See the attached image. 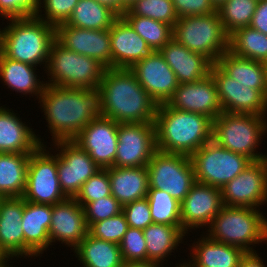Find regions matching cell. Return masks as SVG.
<instances>
[{
  "label": "cell",
  "mask_w": 267,
  "mask_h": 267,
  "mask_svg": "<svg viewBox=\"0 0 267 267\" xmlns=\"http://www.w3.org/2000/svg\"><path fill=\"white\" fill-rule=\"evenodd\" d=\"M112 195L110 179L106 169H100L91 176L81 187L75 200L84 207L87 203Z\"/></svg>",
  "instance_id": "obj_41"
},
{
  "label": "cell",
  "mask_w": 267,
  "mask_h": 267,
  "mask_svg": "<svg viewBox=\"0 0 267 267\" xmlns=\"http://www.w3.org/2000/svg\"><path fill=\"white\" fill-rule=\"evenodd\" d=\"M119 16L95 0H79L66 24L89 30L109 29Z\"/></svg>",
  "instance_id": "obj_34"
},
{
  "label": "cell",
  "mask_w": 267,
  "mask_h": 267,
  "mask_svg": "<svg viewBox=\"0 0 267 267\" xmlns=\"http://www.w3.org/2000/svg\"><path fill=\"white\" fill-rule=\"evenodd\" d=\"M123 262L147 261L143 230L129 227L119 243Z\"/></svg>",
  "instance_id": "obj_43"
},
{
  "label": "cell",
  "mask_w": 267,
  "mask_h": 267,
  "mask_svg": "<svg viewBox=\"0 0 267 267\" xmlns=\"http://www.w3.org/2000/svg\"><path fill=\"white\" fill-rule=\"evenodd\" d=\"M229 34L219 13L178 18L173 38L190 51L206 56L212 63L229 50Z\"/></svg>",
  "instance_id": "obj_7"
},
{
  "label": "cell",
  "mask_w": 267,
  "mask_h": 267,
  "mask_svg": "<svg viewBox=\"0 0 267 267\" xmlns=\"http://www.w3.org/2000/svg\"><path fill=\"white\" fill-rule=\"evenodd\" d=\"M0 267H10L8 264H0Z\"/></svg>",
  "instance_id": "obj_56"
},
{
  "label": "cell",
  "mask_w": 267,
  "mask_h": 267,
  "mask_svg": "<svg viewBox=\"0 0 267 267\" xmlns=\"http://www.w3.org/2000/svg\"><path fill=\"white\" fill-rule=\"evenodd\" d=\"M0 30V52L7 58L33 66L48 63L55 27L36 16L9 19Z\"/></svg>",
  "instance_id": "obj_4"
},
{
  "label": "cell",
  "mask_w": 267,
  "mask_h": 267,
  "mask_svg": "<svg viewBox=\"0 0 267 267\" xmlns=\"http://www.w3.org/2000/svg\"><path fill=\"white\" fill-rule=\"evenodd\" d=\"M229 51L243 58L267 63V35L250 26L239 28L229 36Z\"/></svg>",
  "instance_id": "obj_35"
},
{
  "label": "cell",
  "mask_w": 267,
  "mask_h": 267,
  "mask_svg": "<svg viewBox=\"0 0 267 267\" xmlns=\"http://www.w3.org/2000/svg\"><path fill=\"white\" fill-rule=\"evenodd\" d=\"M23 211V197H7L0 202V253L7 261L24 257Z\"/></svg>",
  "instance_id": "obj_23"
},
{
  "label": "cell",
  "mask_w": 267,
  "mask_h": 267,
  "mask_svg": "<svg viewBox=\"0 0 267 267\" xmlns=\"http://www.w3.org/2000/svg\"><path fill=\"white\" fill-rule=\"evenodd\" d=\"M122 207L112 195L87 203L83 209L88 228L95 222L120 214Z\"/></svg>",
  "instance_id": "obj_44"
},
{
  "label": "cell",
  "mask_w": 267,
  "mask_h": 267,
  "mask_svg": "<svg viewBox=\"0 0 267 267\" xmlns=\"http://www.w3.org/2000/svg\"><path fill=\"white\" fill-rule=\"evenodd\" d=\"M73 251L83 267H124L119 244L94 238L89 233Z\"/></svg>",
  "instance_id": "obj_32"
},
{
  "label": "cell",
  "mask_w": 267,
  "mask_h": 267,
  "mask_svg": "<svg viewBox=\"0 0 267 267\" xmlns=\"http://www.w3.org/2000/svg\"><path fill=\"white\" fill-rule=\"evenodd\" d=\"M52 141L73 140L97 117H103L98 88L85 89L47 85L39 97Z\"/></svg>",
  "instance_id": "obj_1"
},
{
  "label": "cell",
  "mask_w": 267,
  "mask_h": 267,
  "mask_svg": "<svg viewBox=\"0 0 267 267\" xmlns=\"http://www.w3.org/2000/svg\"><path fill=\"white\" fill-rule=\"evenodd\" d=\"M112 68L130 69L152 50L130 24L119 16L109 28Z\"/></svg>",
  "instance_id": "obj_22"
},
{
  "label": "cell",
  "mask_w": 267,
  "mask_h": 267,
  "mask_svg": "<svg viewBox=\"0 0 267 267\" xmlns=\"http://www.w3.org/2000/svg\"><path fill=\"white\" fill-rule=\"evenodd\" d=\"M128 226L138 229H145L153 223L150 206L147 198L135 200L122 207Z\"/></svg>",
  "instance_id": "obj_45"
},
{
  "label": "cell",
  "mask_w": 267,
  "mask_h": 267,
  "mask_svg": "<svg viewBox=\"0 0 267 267\" xmlns=\"http://www.w3.org/2000/svg\"><path fill=\"white\" fill-rule=\"evenodd\" d=\"M196 182L222 188L240 174L252 161L217 145L213 140L191 156Z\"/></svg>",
  "instance_id": "obj_9"
},
{
  "label": "cell",
  "mask_w": 267,
  "mask_h": 267,
  "mask_svg": "<svg viewBox=\"0 0 267 267\" xmlns=\"http://www.w3.org/2000/svg\"><path fill=\"white\" fill-rule=\"evenodd\" d=\"M166 104L173 109L205 115L212 120L223 112L211 74L197 82L179 84Z\"/></svg>",
  "instance_id": "obj_19"
},
{
  "label": "cell",
  "mask_w": 267,
  "mask_h": 267,
  "mask_svg": "<svg viewBox=\"0 0 267 267\" xmlns=\"http://www.w3.org/2000/svg\"><path fill=\"white\" fill-rule=\"evenodd\" d=\"M99 4L104 5L114 11L118 16H122L128 9L122 0H95Z\"/></svg>",
  "instance_id": "obj_50"
},
{
  "label": "cell",
  "mask_w": 267,
  "mask_h": 267,
  "mask_svg": "<svg viewBox=\"0 0 267 267\" xmlns=\"http://www.w3.org/2000/svg\"><path fill=\"white\" fill-rule=\"evenodd\" d=\"M156 151L154 123H119L115 167L147 166Z\"/></svg>",
  "instance_id": "obj_14"
},
{
  "label": "cell",
  "mask_w": 267,
  "mask_h": 267,
  "mask_svg": "<svg viewBox=\"0 0 267 267\" xmlns=\"http://www.w3.org/2000/svg\"><path fill=\"white\" fill-rule=\"evenodd\" d=\"M176 267H188V266L185 264V262H183V264L180 263L179 266H178V264H177Z\"/></svg>",
  "instance_id": "obj_55"
},
{
  "label": "cell",
  "mask_w": 267,
  "mask_h": 267,
  "mask_svg": "<svg viewBox=\"0 0 267 267\" xmlns=\"http://www.w3.org/2000/svg\"><path fill=\"white\" fill-rule=\"evenodd\" d=\"M159 51L176 74L179 84L197 82L210 74L213 63L206 56L190 51L174 38Z\"/></svg>",
  "instance_id": "obj_25"
},
{
  "label": "cell",
  "mask_w": 267,
  "mask_h": 267,
  "mask_svg": "<svg viewBox=\"0 0 267 267\" xmlns=\"http://www.w3.org/2000/svg\"><path fill=\"white\" fill-rule=\"evenodd\" d=\"M118 122L105 117L92 120L73 139L101 168L114 166L118 143Z\"/></svg>",
  "instance_id": "obj_17"
},
{
  "label": "cell",
  "mask_w": 267,
  "mask_h": 267,
  "mask_svg": "<svg viewBox=\"0 0 267 267\" xmlns=\"http://www.w3.org/2000/svg\"><path fill=\"white\" fill-rule=\"evenodd\" d=\"M207 228L212 240L245 252H256L250 245L267 241V218L257 208L224 205Z\"/></svg>",
  "instance_id": "obj_5"
},
{
  "label": "cell",
  "mask_w": 267,
  "mask_h": 267,
  "mask_svg": "<svg viewBox=\"0 0 267 267\" xmlns=\"http://www.w3.org/2000/svg\"><path fill=\"white\" fill-rule=\"evenodd\" d=\"M152 51H159L173 38V27L144 16L122 15Z\"/></svg>",
  "instance_id": "obj_36"
},
{
  "label": "cell",
  "mask_w": 267,
  "mask_h": 267,
  "mask_svg": "<svg viewBox=\"0 0 267 267\" xmlns=\"http://www.w3.org/2000/svg\"><path fill=\"white\" fill-rule=\"evenodd\" d=\"M249 26L267 35V0H258Z\"/></svg>",
  "instance_id": "obj_48"
},
{
  "label": "cell",
  "mask_w": 267,
  "mask_h": 267,
  "mask_svg": "<svg viewBox=\"0 0 267 267\" xmlns=\"http://www.w3.org/2000/svg\"><path fill=\"white\" fill-rule=\"evenodd\" d=\"M136 0H122V3L128 8L131 4H133Z\"/></svg>",
  "instance_id": "obj_53"
},
{
  "label": "cell",
  "mask_w": 267,
  "mask_h": 267,
  "mask_svg": "<svg viewBox=\"0 0 267 267\" xmlns=\"http://www.w3.org/2000/svg\"><path fill=\"white\" fill-rule=\"evenodd\" d=\"M36 70V66L11 60L0 52V78L4 85H7L11 90L13 89L25 96L26 94L37 95L36 98H39L46 83L37 78L39 76H37Z\"/></svg>",
  "instance_id": "obj_30"
},
{
  "label": "cell",
  "mask_w": 267,
  "mask_h": 267,
  "mask_svg": "<svg viewBox=\"0 0 267 267\" xmlns=\"http://www.w3.org/2000/svg\"><path fill=\"white\" fill-rule=\"evenodd\" d=\"M226 0H210V2L214 5V7L217 9L220 7Z\"/></svg>",
  "instance_id": "obj_52"
},
{
  "label": "cell",
  "mask_w": 267,
  "mask_h": 267,
  "mask_svg": "<svg viewBox=\"0 0 267 267\" xmlns=\"http://www.w3.org/2000/svg\"><path fill=\"white\" fill-rule=\"evenodd\" d=\"M55 40L70 51L95 59L105 69L112 68L109 29L89 30L63 23L55 27Z\"/></svg>",
  "instance_id": "obj_16"
},
{
  "label": "cell",
  "mask_w": 267,
  "mask_h": 267,
  "mask_svg": "<svg viewBox=\"0 0 267 267\" xmlns=\"http://www.w3.org/2000/svg\"><path fill=\"white\" fill-rule=\"evenodd\" d=\"M7 260L4 258V256L0 253V264H7Z\"/></svg>",
  "instance_id": "obj_54"
},
{
  "label": "cell",
  "mask_w": 267,
  "mask_h": 267,
  "mask_svg": "<svg viewBox=\"0 0 267 267\" xmlns=\"http://www.w3.org/2000/svg\"><path fill=\"white\" fill-rule=\"evenodd\" d=\"M130 70L157 105L167 103L179 85L176 74L160 51H152Z\"/></svg>",
  "instance_id": "obj_18"
},
{
  "label": "cell",
  "mask_w": 267,
  "mask_h": 267,
  "mask_svg": "<svg viewBox=\"0 0 267 267\" xmlns=\"http://www.w3.org/2000/svg\"><path fill=\"white\" fill-rule=\"evenodd\" d=\"M186 232L182 226L152 223L143 229L147 261L163 263L173 250L182 243ZM165 258V259H164ZM163 260V261H162Z\"/></svg>",
  "instance_id": "obj_31"
},
{
  "label": "cell",
  "mask_w": 267,
  "mask_h": 267,
  "mask_svg": "<svg viewBox=\"0 0 267 267\" xmlns=\"http://www.w3.org/2000/svg\"><path fill=\"white\" fill-rule=\"evenodd\" d=\"M258 0H226L217 8L225 31L230 35L235 30L250 25Z\"/></svg>",
  "instance_id": "obj_38"
},
{
  "label": "cell",
  "mask_w": 267,
  "mask_h": 267,
  "mask_svg": "<svg viewBox=\"0 0 267 267\" xmlns=\"http://www.w3.org/2000/svg\"><path fill=\"white\" fill-rule=\"evenodd\" d=\"M191 249L192 260L185 262L188 267H239L246 253L238 247L214 241L207 235L196 243L194 241Z\"/></svg>",
  "instance_id": "obj_27"
},
{
  "label": "cell",
  "mask_w": 267,
  "mask_h": 267,
  "mask_svg": "<svg viewBox=\"0 0 267 267\" xmlns=\"http://www.w3.org/2000/svg\"><path fill=\"white\" fill-rule=\"evenodd\" d=\"M47 85L57 87L98 88L105 68L95 59L70 51L56 40L51 45Z\"/></svg>",
  "instance_id": "obj_8"
},
{
  "label": "cell",
  "mask_w": 267,
  "mask_h": 267,
  "mask_svg": "<svg viewBox=\"0 0 267 267\" xmlns=\"http://www.w3.org/2000/svg\"><path fill=\"white\" fill-rule=\"evenodd\" d=\"M98 89L103 117L118 123H154L158 105L130 69H105Z\"/></svg>",
  "instance_id": "obj_2"
},
{
  "label": "cell",
  "mask_w": 267,
  "mask_h": 267,
  "mask_svg": "<svg viewBox=\"0 0 267 267\" xmlns=\"http://www.w3.org/2000/svg\"><path fill=\"white\" fill-rule=\"evenodd\" d=\"M88 226L83 207L75 198L65 200L52 205V217L49 227L50 245L60 242L69 247H74L87 236Z\"/></svg>",
  "instance_id": "obj_21"
},
{
  "label": "cell",
  "mask_w": 267,
  "mask_h": 267,
  "mask_svg": "<svg viewBox=\"0 0 267 267\" xmlns=\"http://www.w3.org/2000/svg\"><path fill=\"white\" fill-rule=\"evenodd\" d=\"M210 74L215 80L223 112L267 116V98L228 76L216 63Z\"/></svg>",
  "instance_id": "obj_15"
},
{
  "label": "cell",
  "mask_w": 267,
  "mask_h": 267,
  "mask_svg": "<svg viewBox=\"0 0 267 267\" xmlns=\"http://www.w3.org/2000/svg\"><path fill=\"white\" fill-rule=\"evenodd\" d=\"M266 118L267 116L222 112L213 120L212 140L251 161L266 159L267 155L256 153V148L261 144L259 142L263 140L262 136L267 132Z\"/></svg>",
  "instance_id": "obj_6"
},
{
  "label": "cell",
  "mask_w": 267,
  "mask_h": 267,
  "mask_svg": "<svg viewBox=\"0 0 267 267\" xmlns=\"http://www.w3.org/2000/svg\"><path fill=\"white\" fill-rule=\"evenodd\" d=\"M39 0H0V16L5 19L35 16Z\"/></svg>",
  "instance_id": "obj_46"
},
{
  "label": "cell",
  "mask_w": 267,
  "mask_h": 267,
  "mask_svg": "<svg viewBox=\"0 0 267 267\" xmlns=\"http://www.w3.org/2000/svg\"><path fill=\"white\" fill-rule=\"evenodd\" d=\"M52 205L36 204L24 200L21 227L24 234V258L40 256L50 246L49 227Z\"/></svg>",
  "instance_id": "obj_24"
},
{
  "label": "cell",
  "mask_w": 267,
  "mask_h": 267,
  "mask_svg": "<svg viewBox=\"0 0 267 267\" xmlns=\"http://www.w3.org/2000/svg\"><path fill=\"white\" fill-rule=\"evenodd\" d=\"M225 206L259 208L267 202V158L252 161L221 188Z\"/></svg>",
  "instance_id": "obj_13"
},
{
  "label": "cell",
  "mask_w": 267,
  "mask_h": 267,
  "mask_svg": "<svg viewBox=\"0 0 267 267\" xmlns=\"http://www.w3.org/2000/svg\"><path fill=\"white\" fill-rule=\"evenodd\" d=\"M147 169L149 188L163 190L180 203L196 182L191 158L186 155L157 150Z\"/></svg>",
  "instance_id": "obj_10"
},
{
  "label": "cell",
  "mask_w": 267,
  "mask_h": 267,
  "mask_svg": "<svg viewBox=\"0 0 267 267\" xmlns=\"http://www.w3.org/2000/svg\"><path fill=\"white\" fill-rule=\"evenodd\" d=\"M216 64L231 78L259 90L267 98V65L264 62L243 58L226 51Z\"/></svg>",
  "instance_id": "obj_29"
},
{
  "label": "cell",
  "mask_w": 267,
  "mask_h": 267,
  "mask_svg": "<svg viewBox=\"0 0 267 267\" xmlns=\"http://www.w3.org/2000/svg\"><path fill=\"white\" fill-rule=\"evenodd\" d=\"M58 180L67 198H75L82 185L101 168L73 140L55 141ZM58 149V150H57ZM60 149V150H59Z\"/></svg>",
  "instance_id": "obj_12"
},
{
  "label": "cell",
  "mask_w": 267,
  "mask_h": 267,
  "mask_svg": "<svg viewBox=\"0 0 267 267\" xmlns=\"http://www.w3.org/2000/svg\"><path fill=\"white\" fill-rule=\"evenodd\" d=\"M178 18L193 15H208L217 9L210 0H172Z\"/></svg>",
  "instance_id": "obj_47"
},
{
  "label": "cell",
  "mask_w": 267,
  "mask_h": 267,
  "mask_svg": "<svg viewBox=\"0 0 267 267\" xmlns=\"http://www.w3.org/2000/svg\"><path fill=\"white\" fill-rule=\"evenodd\" d=\"M156 148L160 152L191 156L212 140L213 120L205 115L158 105L155 115Z\"/></svg>",
  "instance_id": "obj_3"
},
{
  "label": "cell",
  "mask_w": 267,
  "mask_h": 267,
  "mask_svg": "<svg viewBox=\"0 0 267 267\" xmlns=\"http://www.w3.org/2000/svg\"><path fill=\"white\" fill-rule=\"evenodd\" d=\"M106 170L112 196L122 206L146 198L149 189L147 166L131 168L112 166Z\"/></svg>",
  "instance_id": "obj_28"
},
{
  "label": "cell",
  "mask_w": 267,
  "mask_h": 267,
  "mask_svg": "<svg viewBox=\"0 0 267 267\" xmlns=\"http://www.w3.org/2000/svg\"><path fill=\"white\" fill-rule=\"evenodd\" d=\"M155 261L126 262L124 267H161L163 264ZM163 267V266H162Z\"/></svg>",
  "instance_id": "obj_51"
},
{
  "label": "cell",
  "mask_w": 267,
  "mask_h": 267,
  "mask_svg": "<svg viewBox=\"0 0 267 267\" xmlns=\"http://www.w3.org/2000/svg\"><path fill=\"white\" fill-rule=\"evenodd\" d=\"M30 154L0 153V195L22 197L26 187Z\"/></svg>",
  "instance_id": "obj_33"
},
{
  "label": "cell",
  "mask_w": 267,
  "mask_h": 267,
  "mask_svg": "<svg viewBox=\"0 0 267 267\" xmlns=\"http://www.w3.org/2000/svg\"><path fill=\"white\" fill-rule=\"evenodd\" d=\"M146 198L153 223L182 226L180 202L170 194L160 189L149 188Z\"/></svg>",
  "instance_id": "obj_37"
},
{
  "label": "cell",
  "mask_w": 267,
  "mask_h": 267,
  "mask_svg": "<svg viewBox=\"0 0 267 267\" xmlns=\"http://www.w3.org/2000/svg\"><path fill=\"white\" fill-rule=\"evenodd\" d=\"M223 206L220 188L195 182L180 203L183 230L207 228Z\"/></svg>",
  "instance_id": "obj_20"
},
{
  "label": "cell",
  "mask_w": 267,
  "mask_h": 267,
  "mask_svg": "<svg viewBox=\"0 0 267 267\" xmlns=\"http://www.w3.org/2000/svg\"><path fill=\"white\" fill-rule=\"evenodd\" d=\"M129 228L124 214H120L93 223L88 233L94 238L119 244Z\"/></svg>",
  "instance_id": "obj_40"
},
{
  "label": "cell",
  "mask_w": 267,
  "mask_h": 267,
  "mask_svg": "<svg viewBox=\"0 0 267 267\" xmlns=\"http://www.w3.org/2000/svg\"><path fill=\"white\" fill-rule=\"evenodd\" d=\"M46 148V145H40L30 154L22 197L32 203L54 205L67 197L58 180L57 154H51Z\"/></svg>",
  "instance_id": "obj_11"
},
{
  "label": "cell",
  "mask_w": 267,
  "mask_h": 267,
  "mask_svg": "<svg viewBox=\"0 0 267 267\" xmlns=\"http://www.w3.org/2000/svg\"><path fill=\"white\" fill-rule=\"evenodd\" d=\"M263 261L257 252H246L240 261L239 267H266Z\"/></svg>",
  "instance_id": "obj_49"
},
{
  "label": "cell",
  "mask_w": 267,
  "mask_h": 267,
  "mask_svg": "<svg viewBox=\"0 0 267 267\" xmlns=\"http://www.w3.org/2000/svg\"><path fill=\"white\" fill-rule=\"evenodd\" d=\"M13 112L9 108L0 107V153L31 154L44 143Z\"/></svg>",
  "instance_id": "obj_26"
},
{
  "label": "cell",
  "mask_w": 267,
  "mask_h": 267,
  "mask_svg": "<svg viewBox=\"0 0 267 267\" xmlns=\"http://www.w3.org/2000/svg\"><path fill=\"white\" fill-rule=\"evenodd\" d=\"M123 15L144 16L172 27L178 20L172 0H136Z\"/></svg>",
  "instance_id": "obj_39"
},
{
  "label": "cell",
  "mask_w": 267,
  "mask_h": 267,
  "mask_svg": "<svg viewBox=\"0 0 267 267\" xmlns=\"http://www.w3.org/2000/svg\"><path fill=\"white\" fill-rule=\"evenodd\" d=\"M78 2L79 0H39L35 16L56 27L67 22ZM41 7L45 9L43 11L45 14H42Z\"/></svg>",
  "instance_id": "obj_42"
}]
</instances>
